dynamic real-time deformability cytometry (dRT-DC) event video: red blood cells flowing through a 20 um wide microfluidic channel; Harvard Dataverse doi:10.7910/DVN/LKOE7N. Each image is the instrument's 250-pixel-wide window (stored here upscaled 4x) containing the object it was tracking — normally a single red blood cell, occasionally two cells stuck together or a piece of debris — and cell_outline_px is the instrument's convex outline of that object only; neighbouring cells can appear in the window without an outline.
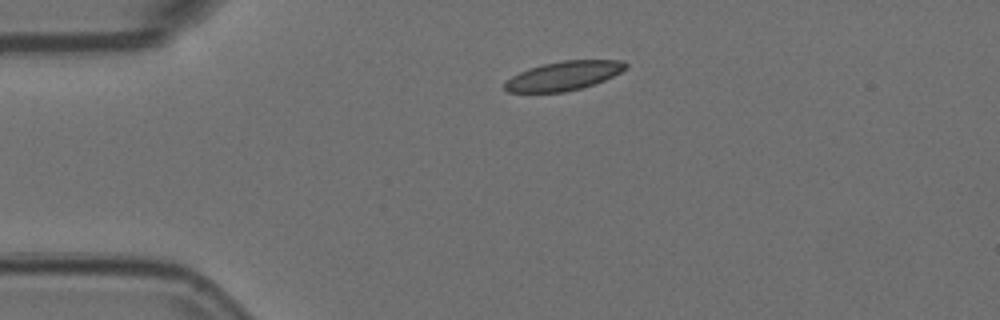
{"species": "Egyptian fruit bat (a non-hibernating species)", "species_latin": "Rousettus aegyptiacus", "temperature_condition": "room temperature", "stored_images_in_passage": 27, "camera_frame_rate_fps": 3000, "um_per_image_px": 0.085, "animal": {"sex": "female"}, "frame": {"image": 1, "passage_image": 1, "time_ms": 0.0, "image_size_px": [1000, 320], "cell_outline_px": [[628, 68], [604, 80], [580, 88], [564, 92], [508, 92], [504, 88], [504, 84], [512, 76], [528, 68], [544, 64], [564, 60], [620, 60], [628, 64]], "centroid_in_image_um": [47.92, 6.43], "position_along_channel_um": 37.1, "area_um2": 20.23}}
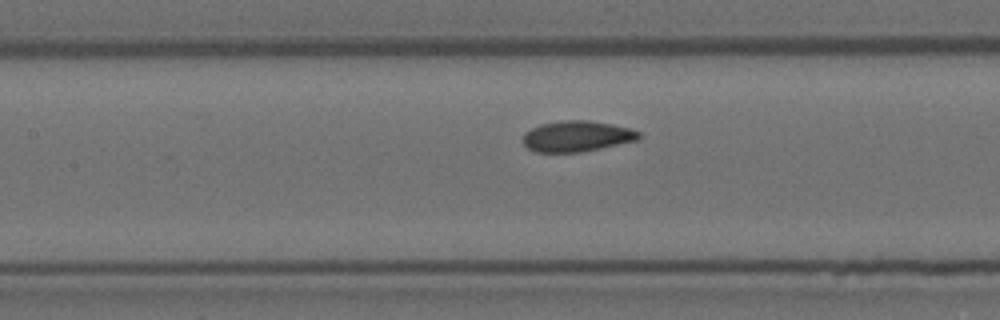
{"frame": {"image": 2, "passage_image": 14, "time_ms": 4.333, "image_size_px": [1000, 320], "cell_outline_px": [[640, 140], [580, 152], [536, 152], [528, 148], [524, 144], [524, 132], [540, 124], [560, 120], [588, 120], [612, 124], [632, 128], [640, 132]], "centroid_in_image_um": [49.06, 11.57], "position_along_channel_um": 158.3, "area_um2": 20.92}}
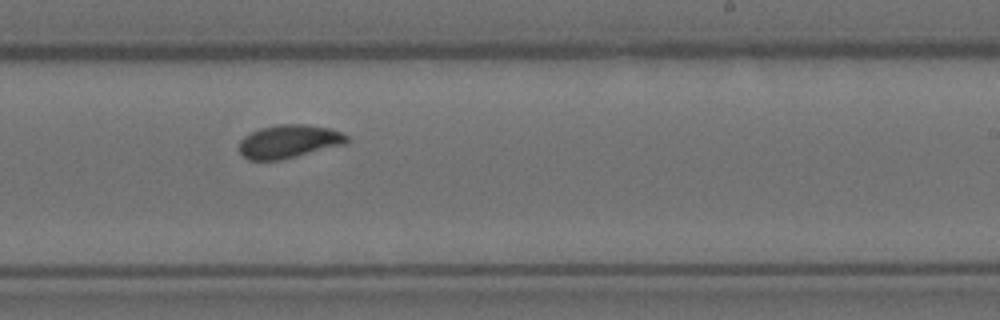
{"frame": {"image": 3, "passage_image": 23, "time_ms": 7.333, "image_size_px": [1000, 320], "cell_outline_px": [[348, 140], [344, 144], [280, 160], [248, 160], [240, 152], [240, 140], [244, 136], [260, 128], [280, 124], [304, 124], [332, 128], [348, 136]], "centroid_in_image_um": [24.55, 12.01], "position_along_channel_um": 264.5, "area_um2": 20.69}}